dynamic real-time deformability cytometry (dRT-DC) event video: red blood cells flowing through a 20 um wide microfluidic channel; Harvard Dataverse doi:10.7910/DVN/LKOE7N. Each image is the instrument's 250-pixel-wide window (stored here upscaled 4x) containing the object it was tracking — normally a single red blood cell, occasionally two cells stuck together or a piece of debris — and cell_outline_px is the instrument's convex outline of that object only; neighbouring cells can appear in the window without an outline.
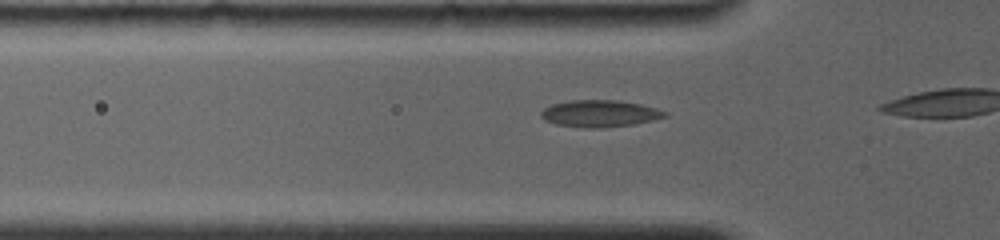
{"species": "common noctule bat (a hibernating species)", "species_latin": "Nyctalus noctula", "temperature_condition": "room temperature", "stored_images_in_passage": 9, "camera_frame_rate_fps": 4000, "um_per_image_px": 0.085, "animal": {"sex": "female", "body_mass_g": 19.0, "forearm_length_mm": 56.7}, "frame": {"image": 1, "passage_image": 6, "time_ms": 1.25, "image_size_px": [1000, 240], "cell_outline_px": [[668, 116], [656, 120], [632, 124], [600, 128], [584, 128], [556, 124], [544, 120], [540, 116], [540, 112], [544, 108], [552, 104], [568, 100], [616, 100], [640, 104], [656, 108], [668, 112]], "centroid_in_image_um": [50.98, 9.65], "position_along_channel_um": 74.8, "area_um2": 19.54}}